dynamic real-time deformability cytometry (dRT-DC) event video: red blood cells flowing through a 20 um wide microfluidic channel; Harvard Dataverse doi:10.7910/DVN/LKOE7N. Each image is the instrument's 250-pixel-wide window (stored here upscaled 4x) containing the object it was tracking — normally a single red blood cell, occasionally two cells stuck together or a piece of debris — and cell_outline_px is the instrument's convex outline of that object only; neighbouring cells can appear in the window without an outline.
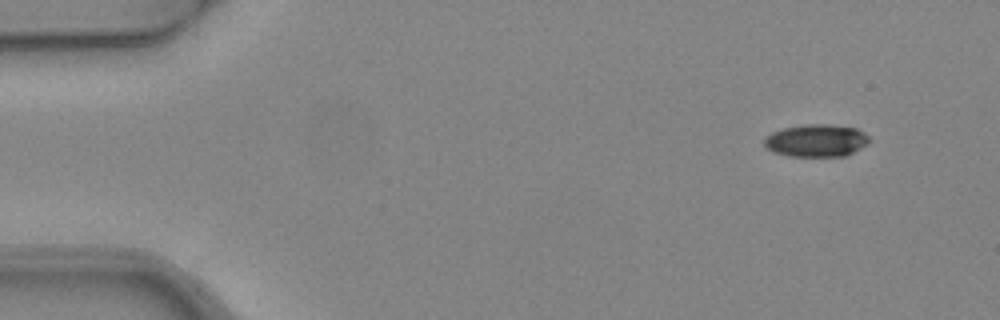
{"species": "common noctule bat (a hibernating species)", "species_latin": "Nyctalus noctula", "temperature_condition": "warm", "stored_images_in_passage": 4, "camera_frame_rate_fps": 3000, "um_per_image_px": 0.085, "animal": {"sex": "female", "body_mass_g": 24.6, "forearm_length_mm": 56.2}, "frame": {"image": 1, "passage_image": 1, "time_ms": 0.0, "image_size_px": [1000, 320], "cell_outline_px": [[868, 144], [844, 156], [788, 156], [772, 152], [764, 144], [764, 140], [772, 132], [784, 128], [804, 124], [828, 124], [856, 128], [864, 132], [868, 136]], "centroid_in_image_um": [69.38, 11.94], "position_along_channel_um": 15.6, "area_um2": 19.77}}
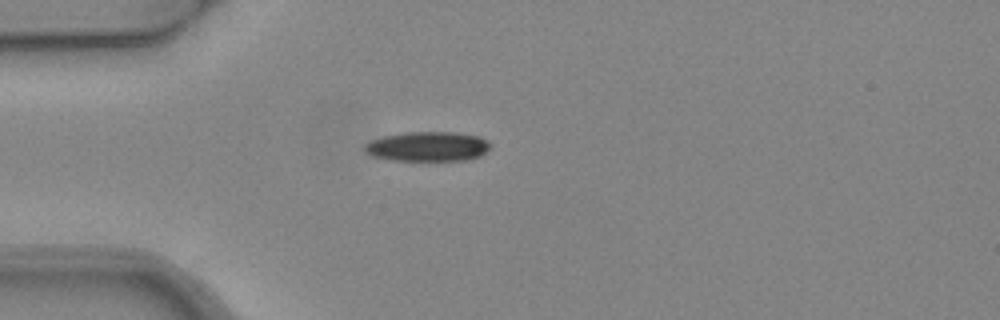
{"frame": {"image": 2, "passage_image": 4, "time_ms": 1.0, "image_size_px": [1000, 320], "cell_outline_px": [[492, 144], [480, 156], [464, 160], [392, 160], [372, 156], [364, 148], [364, 144], [372, 140], [384, 136], [404, 132], [452, 132], [480, 136], [488, 140]], "centroid_in_image_um": [36.37, 12.44], "position_along_channel_um": 48.6, "area_um2": 21.62}}